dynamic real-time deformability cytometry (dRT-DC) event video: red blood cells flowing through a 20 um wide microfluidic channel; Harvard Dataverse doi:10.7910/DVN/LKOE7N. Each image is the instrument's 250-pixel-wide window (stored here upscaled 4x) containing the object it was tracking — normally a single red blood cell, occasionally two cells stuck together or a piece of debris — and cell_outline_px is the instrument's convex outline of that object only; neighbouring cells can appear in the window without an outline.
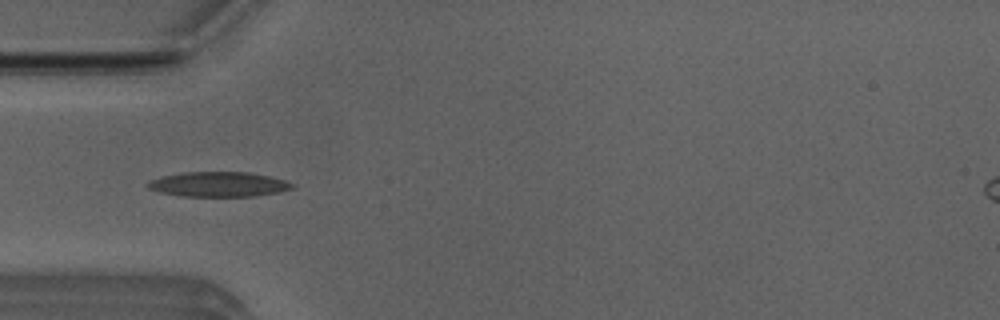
{"species": "Egyptian fruit bat (a non-hibernating species)", "species_latin": "Rousettus aegyptiacus", "temperature_condition": "room temperature", "stored_images_in_passage": 46, "camera_frame_rate_fps": 3000, "um_per_image_px": 0.085, "animal": {"sex": "male"}, "frame": {"image": 1, "passage_image": 10, "time_ms": 3.0, "image_size_px": [1000, 320], "cell_outline_px": [[296, 184], [292, 188], [280, 192], [256, 196], [180, 196], [160, 192], [148, 188], [144, 184], [148, 180], [160, 176], [184, 172], [248, 172], [268, 176], [284, 180]], "centroid_in_image_um": [18.54, 15.66], "position_along_channel_um": 66.5, "area_um2": 21.1}}
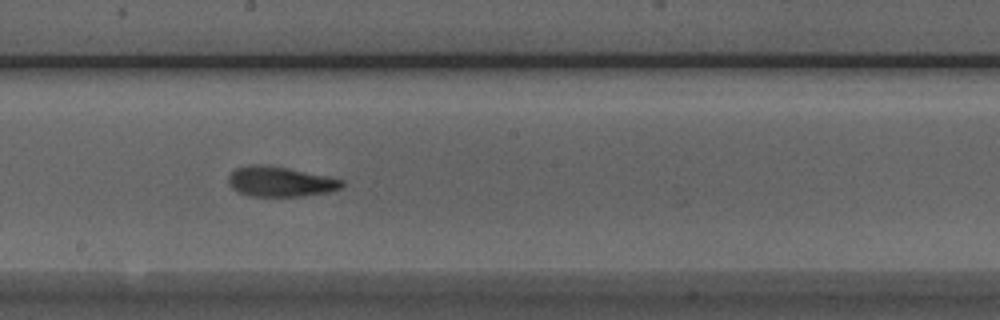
{"frame": {"image": 2, "passage_image": 22, "time_ms": 7.0, "image_size_px": [1000, 320], "cell_outline_px": [[344, 184], [340, 188], [328, 192], [300, 196], [248, 196], [236, 192], [228, 184], [228, 176], [236, 168], [252, 164], [260, 164], [288, 168], [328, 176], [344, 180]], "centroid_in_image_um": [23.79, 15.44], "position_along_channel_um": 224.4, "area_um2": 19.94}}
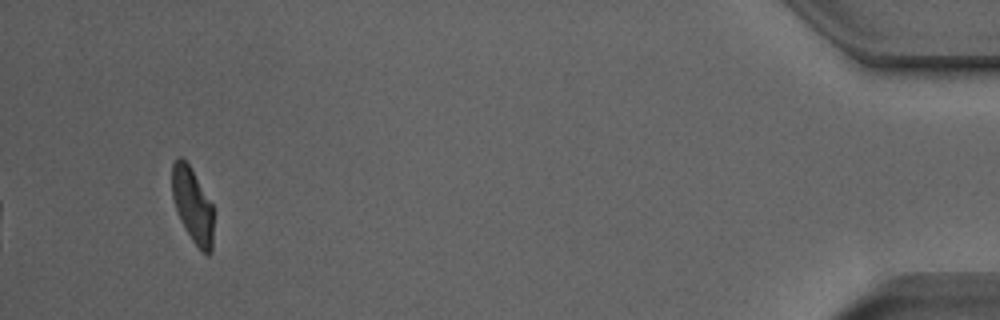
{"frame": {"image": 3, "passage_image": 43, "time_ms": 14.0, "image_size_px": [1000, 320], "cell_outline_px": [[212, 252], [208, 256], [192, 240], [180, 220], [172, 196], [172, 164], [176, 156], [180, 156], [188, 164], [212, 204]], "centroid_in_image_um": [16.35, 17.43], "position_along_channel_um": 418.9, "area_um2": 17.69}, "authors_computed_cell_mechanics": {"area_um2": 19.652, "velocity_mm_per_s": 3.9414, "shape_relaxation_time_tau1_ms": 4.9124, "shape_relaxation_time_tau2_ms": 1.271, "deformation_change_tau1": 0.1975, "deformation_change_tau2": 0.0785}}